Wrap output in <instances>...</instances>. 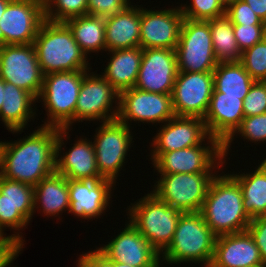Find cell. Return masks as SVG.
<instances>
[{
  "instance_id": "cell-1",
  "label": "cell",
  "mask_w": 266,
  "mask_h": 267,
  "mask_svg": "<svg viewBox=\"0 0 266 267\" xmlns=\"http://www.w3.org/2000/svg\"><path fill=\"white\" fill-rule=\"evenodd\" d=\"M58 130L41 126L26 138L4 142L1 176L35 186L54 173Z\"/></svg>"
},
{
  "instance_id": "cell-2",
  "label": "cell",
  "mask_w": 266,
  "mask_h": 267,
  "mask_svg": "<svg viewBox=\"0 0 266 267\" xmlns=\"http://www.w3.org/2000/svg\"><path fill=\"white\" fill-rule=\"evenodd\" d=\"M200 213L216 236L246 231L252 219L244 209L239 183L229 174H216Z\"/></svg>"
},
{
  "instance_id": "cell-3",
  "label": "cell",
  "mask_w": 266,
  "mask_h": 267,
  "mask_svg": "<svg viewBox=\"0 0 266 267\" xmlns=\"http://www.w3.org/2000/svg\"><path fill=\"white\" fill-rule=\"evenodd\" d=\"M34 47L44 75L88 70L87 56L64 22L44 20L34 39Z\"/></svg>"
},
{
  "instance_id": "cell-4",
  "label": "cell",
  "mask_w": 266,
  "mask_h": 267,
  "mask_svg": "<svg viewBox=\"0 0 266 267\" xmlns=\"http://www.w3.org/2000/svg\"><path fill=\"white\" fill-rule=\"evenodd\" d=\"M216 235L200 212L182 213L173 240L161 254L167 264L194 262L209 267L214 254Z\"/></svg>"
},
{
  "instance_id": "cell-5",
  "label": "cell",
  "mask_w": 266,
  "mask_h": 267,
  "mask_svg": "<svg viewBox=\"0 0 266 267\" xmlns=\"http://www.w3.org/2000/svg\"><path fill=\"white\" fill-rule=\"evenodd\" d=\"M130 223L162 254L171 244L182 212L158 199L153 193L129 207Z\"/></svg>"
},
{
  "instance_id": "cell-6",
  "label": "cell",
  "mask_w": 266,
  "mask_h": 267,
  "mask_svg": "<svg viewBox=\"0 0 266 267\" xmlns=\"http://www.w3.org/2000/svg\"><path fill=\"white\" fill-rule=\"evenodd\" d=\"M86 72L89 71L80 70L44 75L38 99L43 100L49 120L44 122L43 126L70 129L69 127L74 123L77 98L83 75Z\"/></svg>"
},
{
  "instance_id": "cell-7",
  "label": "cell",
  "mask_w": 266,
  "mask_h": 267,
  "mask_svg": "<svg viewBox=\"0 0 266 267\" xmlns=\"http://www.w3.org/2000/svg\"><path fill=\"white\" fill-rule=\"evenodd\" d=\"M152 193L182 213L200 212L208 194L212 172L161 174Z\"/></svg>"
},
{
  "instance_id": "cell-8",
  "label": "cell",
  "mask_w": 266,
  "mask_h": 267,
  "mask_svg": "<svg viewBox=\"0 0 266 267\" xmlns=\"http://www.w3.org/2000/svg\"><path fill=\"white\" fill-rule=\"evenodd\" d=\"M178 72H213L215 58L208 21L184 18L175 48Z\"/></svg>"
},
{
  "instance_id": "cell-9",
  "label": "cell",
  "mask_w": 266,
  "mask_h": 267,
  "mask_svg": "<svg viewBox=\"0 0 266 267\" xmlns=\"http://www.w3.org/2000/svg\"><path fill=\"white\" fill-rule=\"evenodd\" d=\"M0 77L38 100L44 74L34 44L0 45Z\"/></svg>"
},
{
  "instance_id": "cell-10",
  "label": "cell",
  "mask_w": 266,
  "mask_h": 267,
  "mask_svg": "<svg viewBox=\"0 0 266 267\" xmlns=\"http://www.w3.org/2000/svg\"><path fill=\"white\" fill-rule=\"evenodd\" d=\"M93 142L96 166L103 179L115 181L132 143L130 127L118 119L103 122Z\"/></svg>"
},
{
  "instance_id": "cell-11",
  "label": "cell",
  "mask_w": 266,
  "mask_h": 267,
  "mask_svg": "<svg viewBox=\"0 0 266 267\" xmlns=\"http://www.w3.org/2000/svg\"><path fill=\"white\" fill-rule=\"evenodd\" d=\"M44 20L43 0H11L0 19V45L33 44Z\"/></svg>"
},
{
  "instance_id": "cell-12",
  "label": "cell",
  "mask_w": 266,
  "mask_h": 267,
  "mask_svg": "<svg viewBox=\"0 0 266 267\" xmlns=\"http://www.w3.org/2000/svg\"><path fill=\"white\" fill-rule=\"evenodd\" d=\"M87 73L83 75L74 121L83 122L82 120L93 121L101 119V122H107L117 119L120 94L102 75L99 76L94 73H90V75ZM115 99L117 108L114 107L113 109L112 105Z\"/></svg>"
},
{
  "instance_id": "cell-13",
  "label": "cell",
  "mask_w": 266,
  "mask_h": 267,
  "mask_svg": "<svg viewBox=\"0 0 266 267\" xmlns=\"http://www.w3.org/2000/svg\"><path fill=\"white\" fill-rule=\"evenodd\" d=\"M213 88V72H178L171 94L175 116L204 119Z\"/></svg>"
},
{
  "instance_id": "cell-14",
  "label": "cell",
  "mask_w": 266,
  "mask_h": 267,
  "mask_svg": "<svg viewBox=\"0 0 266 267\" xmlns=\"http://www.w3.org/2000/svg\"><path fill=\"white\" fill-rule=\"evenodd\" d=\"M174 116L170 94L146 92L135 87L120 93L117 119L129 127V120L163 123Z\"/></svg>"
},
{
  "instance_id": "cell-15",
  "label": "cell",
  "mask_w": 266,
  "mask_h": 267,
  "mask_svg": "<svg viewBox=\"0 0 266 267\" xmlns=\"http://www.w3.org/2000/svg\"><path fill=\"white\" fill-rule=\"evenodd\" d=\"M201 145L172 152L151 153L154 168L159 174H175L210 172L216 168L217 161V165H223V145Z\"/></svg>"
},
{
  "instance_id": "cell-16",
  "label": "cell",
  "mask_w": 266,
  "mask_h": 267,
  "mask_svg": "<svg viewBox=\"0 0 266 267\" xmlns=\"http://www.w3.org/2000/svg\"><path fill=\"white\" fill-rule=\"evenodd\" d=\"M177 74L175 49H143L138 78L134 87L146 92L171 95Z\"/></svg>"
},
{
  "instance_id": "cell-17",
  "label": "cell",
  "mask_w": 266,
  "mask_h": 267,
  "mask_svg": "<svg viewBox=\"0 0 266 267\" xmlns=\"http://www.w3.org/2000/svg\"><path fill=\"white\" fill-rule=\"evenodd\" d=\"M164 124L158 135L153 138L152 153L172 152L193 147L203 144L206 138L209 140L207 144L223 145L218 139L210 136L202 118L174 116Z\"/></svg>"
},
{
  "instance_id": "cell-18",
  "label": "cell",
  "mask_w": 266,
  "mask_h": 267,
  "mask_svg": "<svg viewBox=\"0 0 266 267\" xmlns=\"http://www.w3.org/2000/svg\"><path fill=\"white\" fill-rule=\"evenodd\" d=\"M34 186L0 175V238L4 227L23 229L34 214Z\"/></svg>"
},
{
  "instance_id": "cell-19",
  "label": "cell",
  "mask_w": 266,
  "mask_h": 267,
  "mask_svg": "<svg viewBox=\"0 0 266 267\" xmlns=\"http://www.w3.org/2000/svg\"><path fill=\"white\" fill-rule=\"evenodd\" d=\"M98 250L111 261L133 267H160V254L130 221L120 234Z\"/></svg>"
},
{
  "instance_id": "cell-20",
  "label": "cell",
  "mask_w": 266,
  "mask_h": 267,
  "mask_svg": "<svg viewBox=\"0 0 266 267\" xmlns=\"http://www.w3.org/2000/svg\"><path fill=\"white\" fill-rule=\"evenodd\" d=\"M183 20L180 7L160 11L141 8L140 47L175 49Z\"/></svg>"
},
{
  "instance_id": "cell-21",
  "label": "cell",
  "mask_w": 266,
  "mask_h": 267,
  "mask_svg": "<svg viewBox=\"0 0 266 267\" xmlns=\"http://www.w3.org/2000/svg\"><path fill=\"white\" fill-rule=\"evenodd\" d=\"M68 129H59L55 144V172L71 180H101L103 179L96 166V157L93 143L79 139L66 154L58 159L59 151L64 145L69 132Z\"/></svg>"
},
{
  "instance_id": "cell-22",
  "label": "cell",
  "mask_w": 266,
  "mask_h": 267,
  "mask_svg": "<svg viewBox=\"0 0 266 267\" xmlns=\"http://www.w3.org/2000/svg\"><path fill=\"white\" fill-rule=\"evenodd\" d=\"M115 182L101 180H71L68 179L69 213L82 219L97 218L109 206L111 189Z\"/></svg>"
},
{
  "instance_id": "cell-23",
  "label": "cell",
  "mask_w": 266,
  "mask_h": 267,
  "mask_svg": "<svg viewBox=\"0 0 266 267\" xmlns=\"http://www.w3.org/2000/svg\"><path fill=\"white\" fill-rule=\"evenodd\" d=\"M263 264L259 249L247 230L216 237L209 267H258Z\"/></svg>"
},
{
  "instance_id": "cell-24",
  "label": "cell",
  "mask_w": 266,
  "mask_h": 267,
  "mask_svg": "<svg viewBox=\"0 0 266 267\" xmlns=\"http://www.w3.org/2000/svg\"><path fill=\"white\" fill-rule=\"evenodd\" d=\"M244 98L223 96V93L212 92L210 104L203 119L210 136L223 144L235 132L245 117Z\"/></svg>"
},
{
  "instance_id": "cell-25",
  "label": "cell",
  "mask_w": 266,
  "mask_h": 267,
  "mask_svg": "<svg viewBox=\"0 0 266 267\" xmlns=\"http://www.w3.org/2000/svg\"><path fill=\"white\" fill-rule=\"evenodd\" d=\"M128 5L120 13L105 17L107 51L140 47L141 7Z\"/></svg>"
},
{
  "instance_id": "cell-26",
  "label": "cell",
  "mask_w": 266,
  "mask_h": 267,
  "mask_svg": "<svg viewBox=\"0 0 266 267\" xmlns=\"http://www.w3.org/2000/svg\"><path fill=\"white\" fill-rule=\"evenodd\" d=\"M108 52H111L112 57L102 76L119 94L133 88L138 78L143 49L135 47Z\"/></svg>"
},
{
  "instance_id": "cell-27",
  "label": "cell",
  "mask_w": 266,
  "mask_h": 267,
  "mask_svg": "<svg viewBox=\"0 0 266 267\" xmlns=\"http://www.w3.org/2000/svg\"><path fill=\"white\" fill-rule=\"evenodd\" d=\"M36 99L27 91L4 81L3 105L0 109V118L7 130L21 132L34 117L33 103ZM33 102V103H32Z\"/></svg>"
},
{
  "instance_id": "cell-28",
  "label": "cell",
  "mask_w": 266,
  "mask_h": 267,
  "mask_svg": "<svg viewBox=\"0 0 266 267\" xmlns=\"http://www.w3.org/2000/svg\"><path fill=\"white\" fill-rule=\"evenodd\" d=\"M33 200L34 210L39 208V204L47 216H56L55 214L59 215L65 209L69 210L68 179L56 172L45 177L34 186Z\"/></svg>"
},
{
  "instance_id": "cell-29",
  "label": "cell",
  "mask_w": 266,
  "mask_h": 267,
  "mask_svg": "<svg viewBox=\"0 0 266 267\" xmlns=\"http://www.w3.org/2000/svg\"><path fill=\"white\" fill-rule=\"evenodd\" d=\"M240 185L244 209L251 218L266 214V158L254 173L230 174Z\"/></svg>"
},
{
  "instance_id": "cell-30",
  "label": "cell",
  "mask_w": 266,
  "mask_h": 267,
  "mask_svg": "<svg viewBox=\"0 0 266 267\" xmlns=\"http://www.w3.org/2000/svg\"><path fill=\"white\" fill-rule=\"evenodd\" d=\"M72 32V35L83 53L106 51L105 44V18L82 15L64 22Z\"/></svg>"
},
{
  "instance_id": "cell-31",
  "label": "cell",
  "mask_w": 266,
  "mask_h": 267,
  "mask_svg": "<svg viewBox=\"0 0 266 267\" xmlns=\"http://www.w3.org/2000/svg\"><path fill=\"white\" fill-rule=\"evenodd\" d=\"M255 81L240 62H220L213 71V92L245 97Z\"/></svg>"
},
{
  "instance_id": "cell-32",
  "label": "cell",
  "mask_w": 266,
  "mask_h": 267,
  "mask_svg": "<svg viewBox=\"0 0 266 267\" xmlns=\"http://www.w3.org/2000/svg\"><path fill=\"white\" fill-rule=\"evenodd\" d=\"M215 58L220 62H240L241 51L237 44L233 24L223 15L209 20Z\"/></svg>"
},
{
  "instance_id": "cell-33",
  "label": "cell",
  "mask_w": 266,
  "mask_h": 267,
  "mask_svg": "<svg viewBox=\"0 0 266 267\" xmlns=\"http://www.w3.org/2000/svg\"><path fill=\"white\" fill-rule=\"evenodd\" d=\"M45 20L65 22L87 15L88 0H43Z\"/></svg>"
},
{
  "instance_id": "cell-34",
  "label": "cell",
  "mask_w": 266,
  "mask_h": 267,
  "mask_svg": "<svg viewBox=\"0 0 266 267\" xmlns=\"http://www.w3.org/2000/svg\"><path fill=\"white\" fill-rule=\"evenodd\" d=\"M240 63L254 81H266V37L242 52Z\"/></svg>"
},
{
  "instance_id": "cell-35",
  "label": "cell",
  "mask_w": 266,
  "mask_h": 267,
  "mask_svg": "<svg viewBox=\"0 0 266 267\" xmlns=\"http://www.w3.org/2000/svg\"><path fill=\"white\" fill-rule=\"evenodd\" d=\"M241 134L245 139H249L253 142L266 141V113L244 117L240 126L235 132L223 143V157L227 156L228 149L230 148L231 142L234 139V135Z\"/></svg>"
},
{
  "instance_id": "cell-36",
  "label": "cell",
  "mask_w": 266,
  "mask_h": 267,
  "mask_svg": "<svg viewBox=\"0 0 266 267\" xmlns=\"http://www.w3.org/2000/svg\"><path fill=\"white\" fill-rule=\"evenodd\" d=\"M191 1L190 6L180 7L182 15L186 19L208 21L225 15V8L218 0Z\"/></svg>"
},
{
  "instance_id": "cell-37",
  "label": "cell",
  "mask_w": 266,
  "mask_h": 267,
  "mask_svg": "<svg viewBox=\"0 0 266 267\" xmlns=\"http://www.w3.org/2000/svg\"><path fill=\"white\" fill-rule=\"evenodd\" d=\"M244 116L266 113V81H255L243 100Z\"/></svg>"
},
{
  "instance_id": "cell-38",
  "label": "cell",
  "mask_w": 266,
  "mask_h": 267,
  "mask_svg": "<svg viewBox=\"0 0 266 267\" xmlns=\"http://www.w3.org/2000/svg\"><path fill=\"white\" fill-rule=\"evenodd\" d=\"M225 15L232 24L239 25H266L263 20L255 14L251 7L243 0H235L225 9Z\"/></svg>"
},
{
  "instance_id": "cell-39",
  "label": "cell",
  "mask_w": 266,
  "mask_h": 267,
  "mask_svg": "<svg viewBox=\"0 0 266 267\" xmlns=\"http://www.w3.org/2000/svg\"><path fill=\"white\" fill-rule=\"evenodd\" d=\"M233 30L241 53L266 37V25L233 24Z\"/></svg>"
},
{
  "instance_id": "cell-40",
  "label": "cell",
  "mask_w": 266,
  "mask_h": 267,
  "mask_svg": "<svg viewBox=\"0 0 266 267\" xmlns=\"http://www.w3.org/2000/svg\"><path fill=\"white\" fill-rule=\"evenodd\" d=\"M23 237L17 234L0 238V267H7L18 256L24 246Z\"/></svg>"
},
{
  "instance_id": "cell-41",
  "label": "cell",
  "mask_w": 266,
  "mask_h": 267,
  "mask_svg": "<svg viewBox=\"0 0 266 267\" xmlns=\"http://www.w3.org/2000/svg\"><path fill=\"white\" fill-rule=\"evenodd\" d=\"M128 5L125 0H88L87 14L105 18L120 13Z\"/></svg>"
},
{
  "instance_id": "cell-42",
  "label": "cell",
  "mask_w": 266,
  "mask_h": 267,
  "mask_svg": "<svg viewBox=\"0 0 266 267\" xmlns=\"http://www.w3.org/2000/svg\"><path fill=\"white\" fill-rule=\"evenodd\" d=\"M247 231L259 249L261 260L266 264V214L252 218Z\"/></svg>"
},
{
  "instance_id": "cell-43",
  "label": "cell",
  "mask_w": 266,
  "mask_h": 267,
  "mask_svg": "<svg viewBox=\"0 0 266 267\" xmlns=\"http://www.w3.org/2000/svg\"><path fill=\"white\" fill-rule=\"evenodd\" d=\"M77 267H133L126 263L111 261L98 249L82 254Z\"/></svg>"
},
{
  "instance_id": "cell-44",
  "label": "cell",
  "mask_w": 266,
  "mask_h": 267,
  "mask_svg": "<svg viewBox=\"0 0 266 267\" xmlns=\"http://www.w3.org/2000/svg\"><path fill=\"white\" fill-rule=\"evenodd\" d=\"M266 23V0H243Z\"/></svg>"
},
{
  "instance_id": "cell-45",
  "label": "cell",
  "mask_w": 266,
  "mask_h": 267,
  "mask_svg": "<svg viewBox=\"0 0 266 267\" xmlns=\"http://www.w3.org/2000/svg\"><path fill=\"white\" fill-rule=\"evenodd\" d=\"M3 97H4V80L0 77V109L3 105Z\"/></svg>"
},
{
  "instance_id": "cell-46",
  "label": "cell",
  "mask_w": 266,
  "mask_h": 267,
  "mask_svg": "<svg viewBox=\"0 0 266 267\" xmlns=\"http://www.w3.org/2000/svg\"><path fill=\"white\" fill-rule=\"evenodd\" d=\"M10 1L11 0H0V19Z\"/></svg>"
},
{
  "instance_id": "cell-47",
  "label": "cell",
  "mask_w": 266,
  "mask_h": 267,
  "mask_svg": "<svg viewBox=\"0 0 266 267\" xmlns=\"http://www.w3.org/2000/svg\"><path fill=\"white\" fill-rule=\"evenodd\" d=\"M3 150H4V142H0V175L2 171V161H3Z\"/></svg>"
},
{
  "instance_id": "cell-48",
  "label": "cell",
  "mask_w": 266,
  "mask_h": 267,
  "mask_svg": "<svg viewBox=\"0 0 266 267\" xmlns=\"http://www.w3.org/2000/svg\"><path fill=\"white\" fill-rule=\"evenodd\" d=\"M221 5L226 9L230 4H232L235 0H218Z\"/></svg>"
},
{
  "instance_id": "cell-49",
  "label": "cell",
  "mask_w": 266,
  "mask_h": 267,
  "mask_svg": "<svg viewBox=\"0 0 266 267\" xmlns=\"http://www.w3.org/2000/svg\"><path fill=\"white\" fill-rule=\"evenodd\" d=\"M258 267H266V264H263V265H261V266H258Z\"/></svg>"
}]
</instances>
